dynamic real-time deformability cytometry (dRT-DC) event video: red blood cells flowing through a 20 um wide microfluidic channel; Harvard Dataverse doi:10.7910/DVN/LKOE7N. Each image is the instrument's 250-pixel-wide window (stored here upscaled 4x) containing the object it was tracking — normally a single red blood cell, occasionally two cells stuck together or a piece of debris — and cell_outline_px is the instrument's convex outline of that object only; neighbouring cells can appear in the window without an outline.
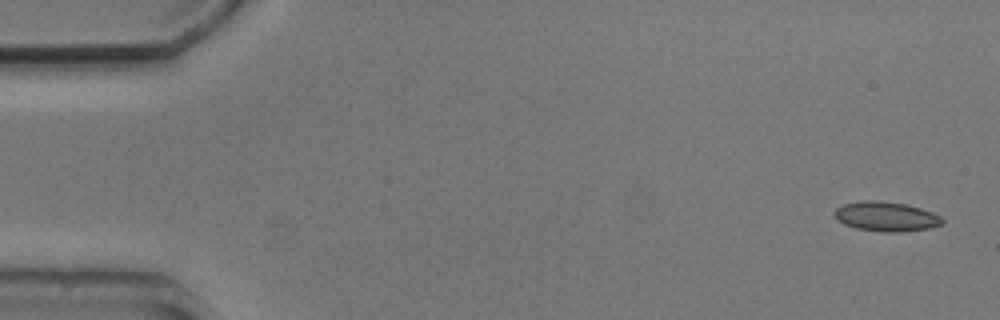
{"species": "common noctule bat (a hibernating species)", "species_latin": "Nyctalus noctula", "temperature_condition": "cold", "stored_images_in_passage": 5, "camera_frame_rate_fps": 3000, "um_per_image_px": 0.085, "animal": {"sex": "male", "body_mass_g": 20.5, "forearm_length_mm": 52.5}, "frame": {"image": 1, "passage_image": 1, "time_ms": 0.0, "image_size_px": [1000, 320], "cell_outline_px": [[944, 224], [928, 228], [900, 232], [880, 232], [856, 228], [844, 224], [836, 220], [832, 216], [832, 212], [836, 208], [844, 204], [860, 200], [880, 200], [908, 204], [932, 212], [940, 216], [944, 220]], "centroid_in_image_um": [75.28, 18.39], "position_along_channel_um": 9.7, "area_um2": 18.96}}
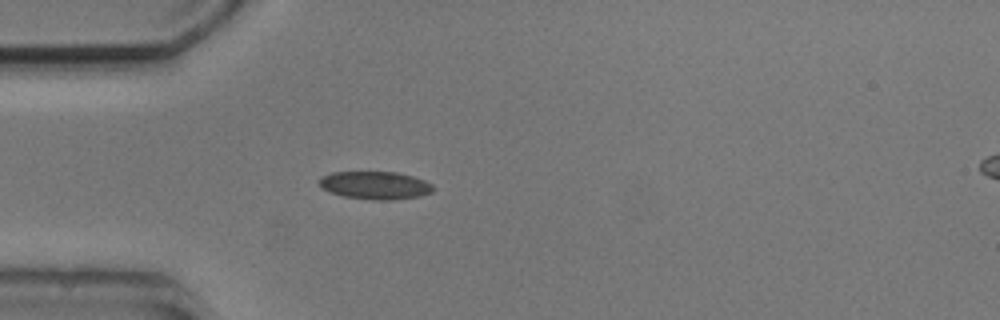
{"frame": {"image": 2, "passage_image": 5, "time_ms": 4.333, "image_size_px": [1000, 320], "cell_outline_px": [[436, 188], [432, 192], [420, 196], [392, 200], [372, 200], [344, 196], [328, 192], [316, 180], [320, 176], [332, 172], [396, 172], [412, 176], [424, 180], [432, 184]], "centroid_in_image_um": [31.88, 15.75], "position_along_channel_um": 53.1, "area_um2": 18.67}}